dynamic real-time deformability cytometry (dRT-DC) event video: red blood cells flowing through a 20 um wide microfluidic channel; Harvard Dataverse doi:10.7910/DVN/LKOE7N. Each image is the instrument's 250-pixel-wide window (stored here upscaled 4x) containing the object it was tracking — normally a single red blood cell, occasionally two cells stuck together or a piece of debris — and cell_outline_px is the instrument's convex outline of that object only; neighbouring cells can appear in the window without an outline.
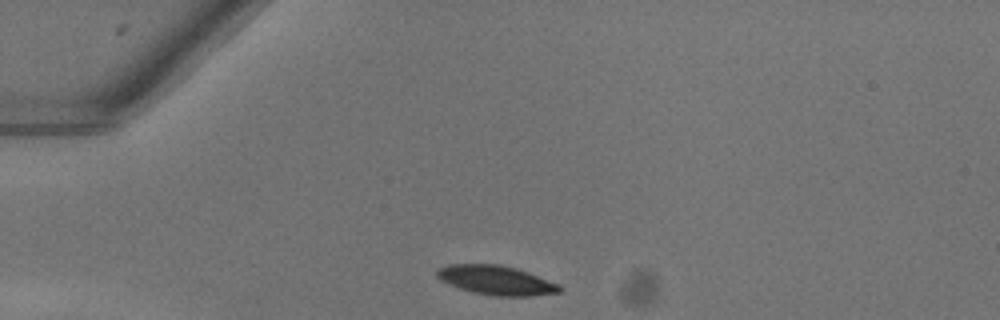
{"species": "common noctule bat (a hibernating species)", "species_latin": "Nyctalus noctula", "temperature_condition": "warm", "stored_images_in_passage": 39, "camera_frame_rate_fps": 3000, "um_per_image_px": 0.085, "animal": {"sex": "female"}, "frame": {"image": 1, "passage_image": 1, "time_ms": 0.0, "image_size_px": [1000, 320], "cell_outline_px": [[560, 292], [532, 296], [492, 296], [472, 292], [448, 284], [440, 280], [436, 276], [436, 272], [440, 268], [448, 264], [500, 264], [516, 268], [528, 272], [560, 284]], "centroid_in_image_um": [42.17, 23.82], "position_along_channel_um": 42.8, "area_um2": 20.98}}
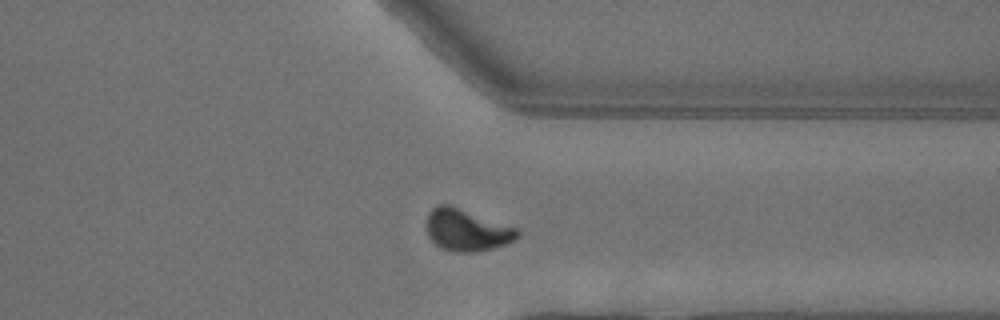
{"frame": {"image": 2, "passage_image": 28, "time_ms": 9.0, "image_size_px": [1000, 320], "cell_outline_px": [[520, 236], [516, 240], [492, 248], [476, 252], [460, 252], [440, 248], [428, 236], [428, 212], [436, 204], [452, 204], [520, 228]], "centroid_in_image_um": [39.73, 19.52], "position_along_channel_um": 371.7, "area_um2": 22.6}}
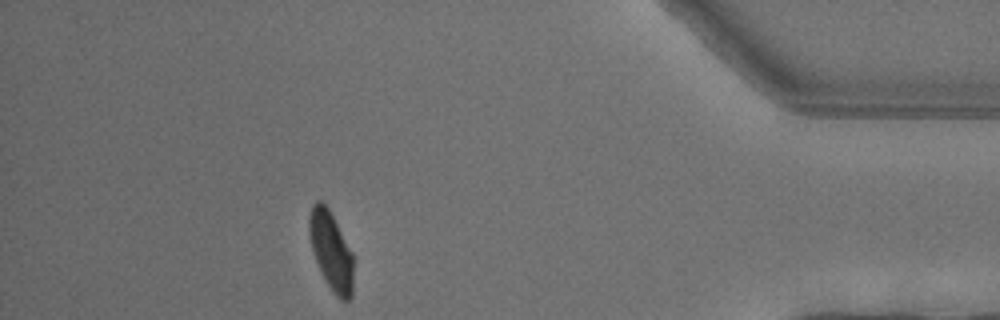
{"frame": {"image": 3, "passage_image": 34, "time_ms": 11.0, "image_size_px": [1000, 320], "cell_outline_px": [[352, 296], [348, 300], [340, 300], [332, 292], [316, 260], [312, 248], [308, 228], [308, 216], [312, 204], [316, 200], [320, 200], [328, 208], [352, 252]], "centroid_in_image_um": [28.12, 21.3], "position_along_channel_um": 407.1, "area_um2": 19.83}, "authors_computed_cell_mechanics": {"area_um2": 22.542, "velocity_mm_per_s": 4.024, "shape_relaxation_time_tau1_ms": 2.8463, "shape_relaxation_time_tau2_ms": null, "deformation_change_tau1": 0.1417, "deformation_change_tau2": null}}